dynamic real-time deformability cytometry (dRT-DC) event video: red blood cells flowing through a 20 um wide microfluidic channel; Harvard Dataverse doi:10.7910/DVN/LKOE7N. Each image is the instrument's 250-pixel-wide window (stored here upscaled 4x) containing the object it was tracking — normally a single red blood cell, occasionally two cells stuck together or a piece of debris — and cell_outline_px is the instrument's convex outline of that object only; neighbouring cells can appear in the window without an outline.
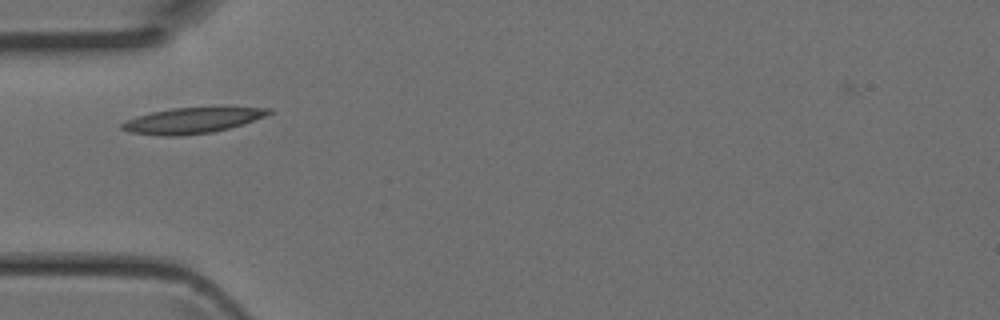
{"species": "Egyptian fruit bat (a non-hibernating species)", "species_latin": "Rousettus aegyptiacus", "temperature_condition": "room temperature", "stored_images_in_passage": 1, "camera_frame_rate_fps": 3000, "um_per_image_px": 0.085, "animal": {"sex": "female"}, "frame": {"image": 1, "passage_image": 1, "time_ms": 0.0, "image_size_px": [1000, 320], "cell_outline_px": [[272, 112], [264, 116], [228, 128], [212, 132], [180, 136], [164, 136], [128, 132], [120, 128], [120, 124], [136, 116], [152, 112], [172, 108], [272, 108]], "centroid_in_image_um": [16.24, 10.25], "position_along_channel_um": 68.8, "area_um2": 21.44}}